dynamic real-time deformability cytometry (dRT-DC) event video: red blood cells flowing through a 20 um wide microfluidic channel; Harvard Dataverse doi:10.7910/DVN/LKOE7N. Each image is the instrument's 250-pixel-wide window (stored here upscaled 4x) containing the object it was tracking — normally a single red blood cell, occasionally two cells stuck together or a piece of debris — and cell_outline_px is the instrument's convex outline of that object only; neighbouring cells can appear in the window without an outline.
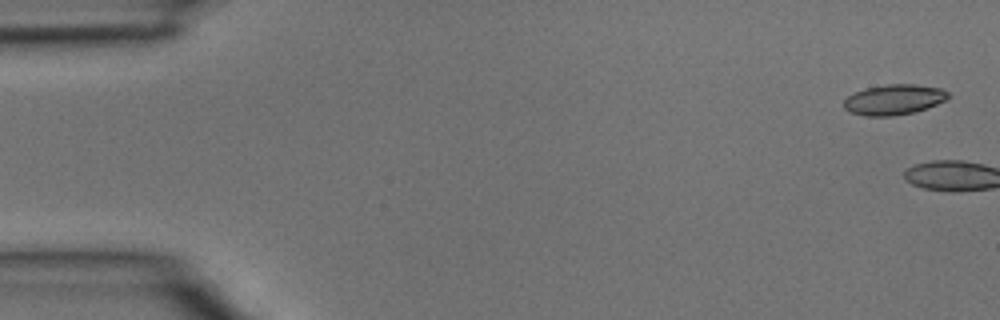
{"species": "common noctule bat (a hibernating species)", "species_latin": "Nyctalus noctula", "temperature_condition": "room temperature", "stored_images_in_passage": 5, "camera_frame_rate_fps": 3000, "um_per_image_px": 0.085, "animal": {"sex": "male", "body_mass_g": 15.6}, "frame": {"image": 1, "passage_image": 1, "time_ms": 0.0, "image_size_px": [1000, 320], "cell_outline_px": [[952, 96], [948, 100], [928, 108], [912, 112], [892, 116], [864, 116], [848, 112], [844, 108], [844, 100], [848, 96], [864, 88], [888, 84], [916, 84], [940, 88], [948, 92]], "centroid_in_image_um": [76.01, 8.47], "position_along_channel_um": 9.0, "area_um2": 18.67}}
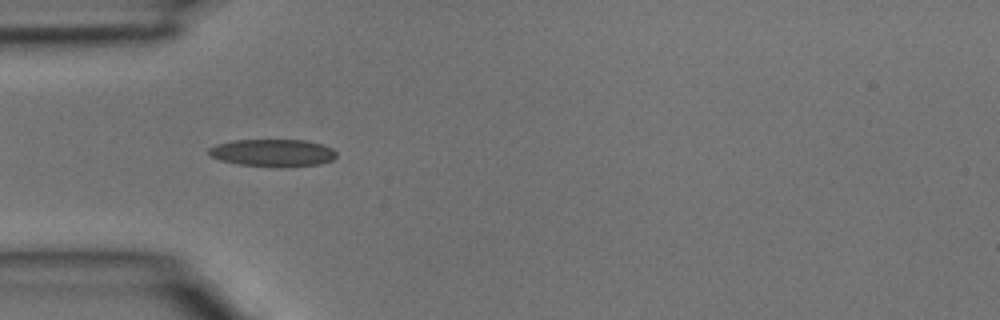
{"frame": {"image": 2, "passage_image": 5, "time_ms": 1.333, "image_size_px": [1000, 320], "cell_outline_px": [[336, 156], [332, 160], [320, 164], [240, 164], [220, 160], [208, 156], [208, 148], [216, 144], [232, 140], [304, 140], [320, 144], [332, 148], [336, 152]], "centroid_in_image_um": [23.12, 12.94], "position_along_channel_um": 61.9, "area_um2": 19.42}}